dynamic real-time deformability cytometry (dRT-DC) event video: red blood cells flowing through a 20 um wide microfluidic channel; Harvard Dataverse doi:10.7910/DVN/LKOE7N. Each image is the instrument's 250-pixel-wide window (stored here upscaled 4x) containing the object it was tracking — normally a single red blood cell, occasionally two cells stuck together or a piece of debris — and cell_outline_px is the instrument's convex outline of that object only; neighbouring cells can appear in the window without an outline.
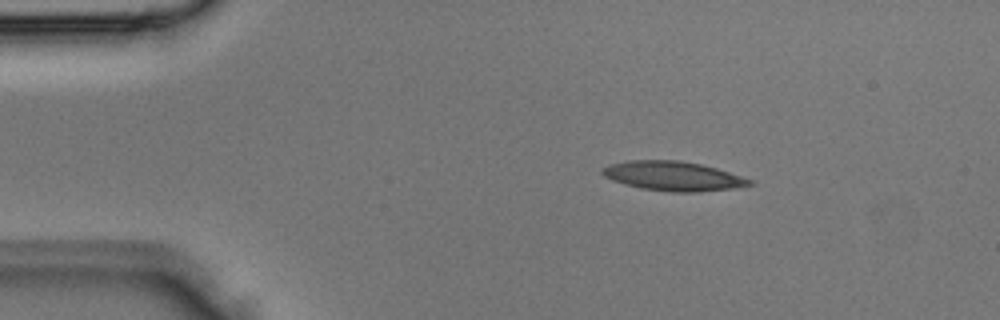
{"species": "Egyptian fruit bat (a non-hibernating species)", "species_latin": "Rousettus aegyptiacus", "temperature_condition": "room temperature", "stored_images_in_passage": 2, "camera_frame_rate_fps": 3000, "um_per_image_px": 0.085, "animal": {"sex": "male"}, "frame": {"image": 1, "passage_image": 1, "time_ms": 0.0, "image_size_px": [1000, 320], "cell_outline_px": [[756, 184], [732, 188], [696, 192], [672, 192], [640, 188], [624, 184], [612, 180], [604, 176], [600, 172], [604, 168], [612, 164], [628, 160], [680, 160], [700, 164], [716, 168], [756, 180]], "centroid_in_image_um": [57.26, 14.97], "position_along_channel_um": 27.7, "area_um2": 25.26}}